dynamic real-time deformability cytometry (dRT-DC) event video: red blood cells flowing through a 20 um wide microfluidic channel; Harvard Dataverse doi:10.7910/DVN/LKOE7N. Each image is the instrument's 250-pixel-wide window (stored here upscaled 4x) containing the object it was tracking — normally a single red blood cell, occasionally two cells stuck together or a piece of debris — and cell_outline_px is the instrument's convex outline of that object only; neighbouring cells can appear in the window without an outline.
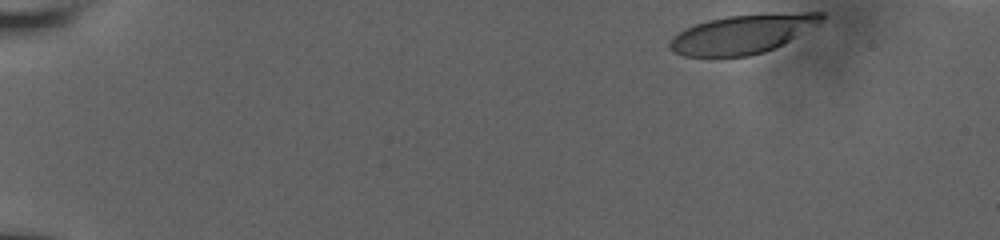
{"species": "human", "species_latin": "Homo sapiens", "temperature_condition": "room temperature", "stored_images_in_passage": 15, "camera_frame_rate_fps": 3000, "um_per_image_px": 0.085, "donor": {"sex": "male"}, "frame": {"image": 1, "passage_image": 1, "time_ms": 0.0, "image_size_px": [1000, 240], "cell_outline_px": [[824, 16], [820, 20], [776, 48], [764, 52], [748, 56], [684, 56], [668, 48], [668, 44], [684, 28], [708, 20], [728, 16], [804, 12], [824, 12]], "centroid_in_image_um": [63.05, 2.9], "position_along_channel_um": 21.9, "area_um2": 33.47}}
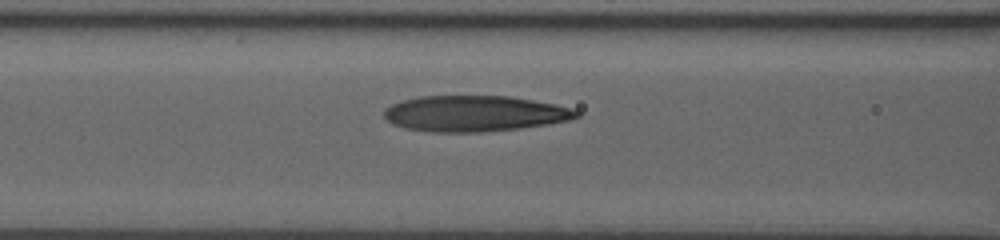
{"frame": {"image": 2, "passage_image": 13, "time_ms": 6.333, "image_size_px": [1000, 240], "cell_outline_px": [[580, 116], [568, 120], [548, 124], [516, 128], [480, 132], [432, 132], [404, 128], [392, 124], [384, 116], [384, 108], [392, 104], [416, 96], [508, 96], [532, 100], [572, 108], [580, 112]], "centroid_in_image_um": [40.3, 9.65], "position_along_channel_um": 126.3, "area_um2": 40.06}}
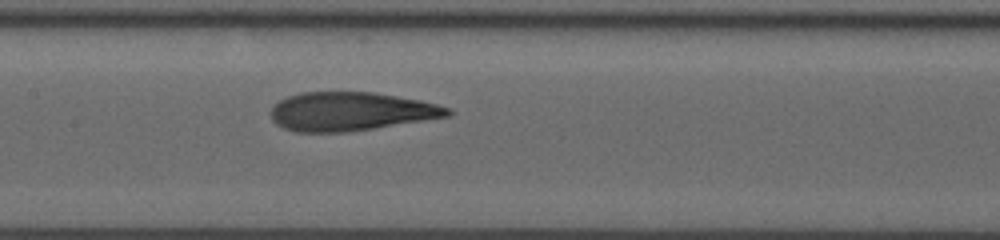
{"frame": {"image": 3, "passage_image": 15, "time_ms": 7.667, "image_size_px": [1000, 240], "cell_outline_px": [[452, 112], [448, 116], [348, 132], [296, 132], [284, 128], [276, 124], [272, 120], [272, 108], [280, 100], [288, 96], [300, 92], [376, 92], [420, 100], [452, 108]], "centroid_in_image_um": [29.81, 9.47], "position_along_channel_um": 177.6, "area_um2": 39.65}}